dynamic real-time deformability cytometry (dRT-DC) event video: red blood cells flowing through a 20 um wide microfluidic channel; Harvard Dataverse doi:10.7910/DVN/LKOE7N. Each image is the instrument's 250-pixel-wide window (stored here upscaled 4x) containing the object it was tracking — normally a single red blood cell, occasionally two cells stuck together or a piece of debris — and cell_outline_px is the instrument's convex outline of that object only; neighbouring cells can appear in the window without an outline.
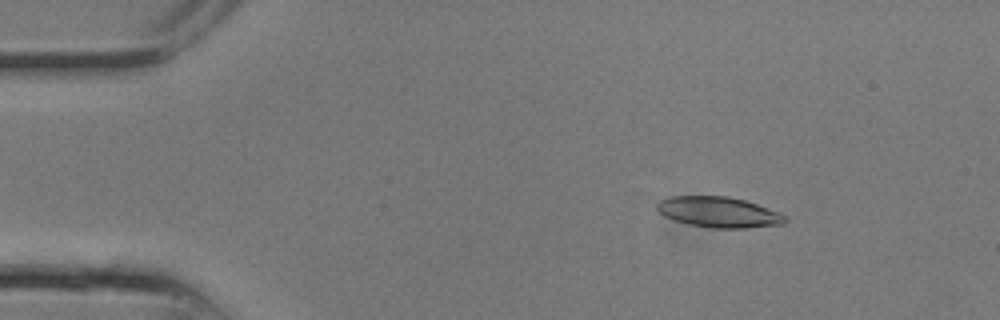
{"species": "common noctule bat (a hibernating species)", "species_latin": "Nyctalus noctula", "temperature_condition": "room temperature", "stored_images_in_passage": 8, "camera_frame_rate_fps": 3000, "um_per_image_px": 0.085, "animal": {"sex": "male", "body_mass_g": 13.3}, "frame": {"image": 1, "passage_image": 3, "time_ms": 0.667, "image_size_px": [1000, 320], "cell_outline_px": [[788, 220], [784, 224], [748, 228], [712, 228], [688, 224], [664, 216], [656, 208], [656, 204], [660, 200], [668, 196], [728, 196], [744, 200], [780, 212]], "centroid_in_image_um": [61.09, 18.03], "position_along_channel_um": 23.9, "area_um2": 22.89}}
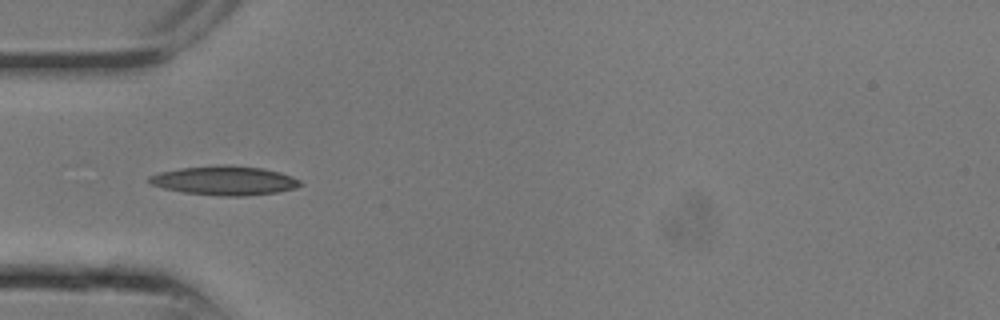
{"frame": {"image": 2, "passage_image": 7, "time_ms": 2.0, "image_size_px": [1000, 320], "cell_outline_px": [[304, 184], [292, 188], [276, 192], [244, 196], [220, 196], [184, 192], [164, 188], [152, 184], [148, 180], [148, 176], [160, 172], [180, 168], [220, 164], [228, 164], [264, 168], [280, 172], [292, 176], [300, 180]], "centroid_in_image_um": [19.1, 15.33], "position_along_channel_um": 65.9, "area_um2": 25.66}}